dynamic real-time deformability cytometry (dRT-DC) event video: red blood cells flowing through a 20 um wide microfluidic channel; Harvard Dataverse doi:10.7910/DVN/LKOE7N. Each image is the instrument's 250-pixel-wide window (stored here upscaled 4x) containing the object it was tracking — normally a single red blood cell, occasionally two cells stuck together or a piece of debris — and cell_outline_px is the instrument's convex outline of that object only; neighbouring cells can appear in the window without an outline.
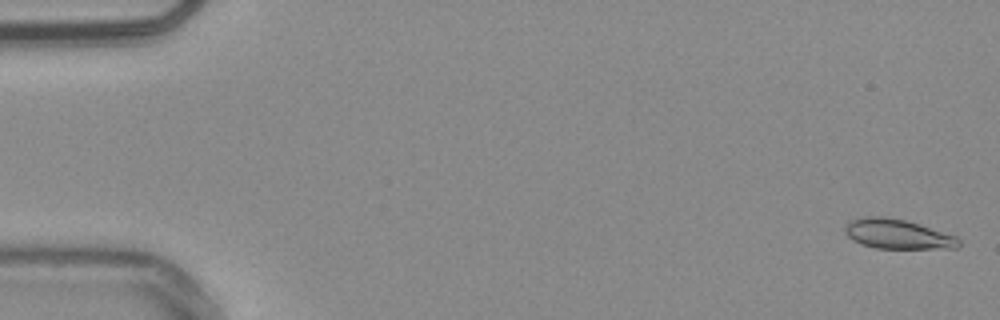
{"species": "common noctule bat (a hibernating species)", "species_latin": "Nyctalus noctula", "temperature_condition": "warm", "stored_images_in_passage": 17, "camera_frame_rate_fps": 3000, "um_per_image_px": 0.085, "animal": {"sex": "male", "body_mass_g": 20.4}, "frame": {"image": 1, "passage_image": 2, "time_ms": 0.333, "image_size_px": [1000, 320], "cell_outline_px": [[960, 244], [956, 248], [876, 248], [860, 244], [852, 240], [844, 232], [844, 228], [848, 220], [864, 216], [884, 216], [904, 220], [956, 236], [960, 240]], "centroid_in_image_um": [76.22, 19.89], "position_along_channel_um": 8.8, "area_um2": 19.59}}
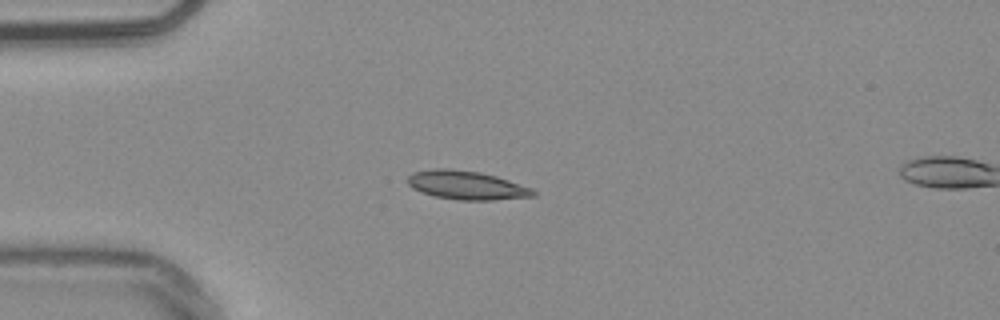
{"frame": {"image": 2, "passage_image": 15, "time_ms": 4.667, "image_size_px": [1000, 320], "cell_outline_px": [[536, 196], [492, 200], [460, 200], [436, 196], [412, 188], [408, 184], [408, 176], [412, 172], [432, 168], [448, 168], [480, 172], [496, 176], [532, 188], [536, 192]], "centroid_in_image_um": [39.66, 15.73], "position_along_channel_um": 45.3, "area_um2": 20.92}}